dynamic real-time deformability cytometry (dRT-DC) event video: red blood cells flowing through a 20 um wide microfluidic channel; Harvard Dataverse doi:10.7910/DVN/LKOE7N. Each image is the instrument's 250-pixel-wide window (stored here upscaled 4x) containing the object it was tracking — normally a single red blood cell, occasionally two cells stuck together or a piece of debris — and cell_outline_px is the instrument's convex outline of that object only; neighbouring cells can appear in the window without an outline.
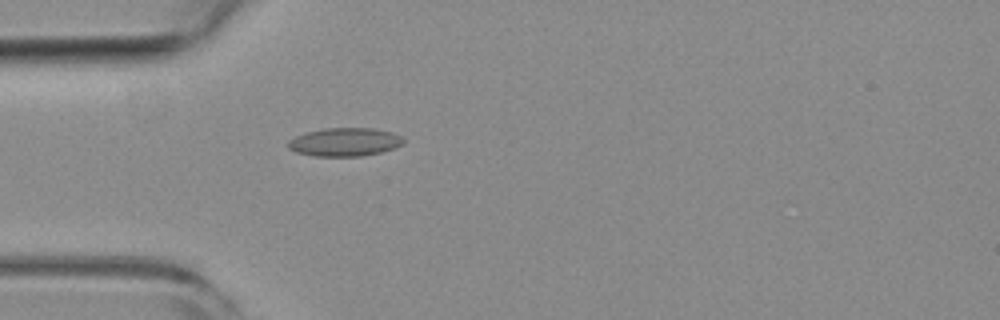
{"species": "common noctule bat (a hibernating species)", "species_latin": "Nyctalus noctula", "temperature_condition": "room temperature", "stored_images_in_passage": 47, "camera_frame_rate_fps": 3000, "um_per_image_px": 0.085, "animal": {"sex": "female", "body_mass_g": 19.3, "forearm_length_mm": 54.1}, "frame": {"image": 1, "passage_image": 9, "time_ms": 2.667, "image_size_px": [1000, 320], "cell_outline_px": [[404, 144], [396, 148], [380, 152], [360, 156], [316, 156], [296, 152], [288, 148], [288, 140], [304, 132], [324, 128], [372, 128], [392, 132], [400, 136], [404, 140]], "centroid_in_image_um": [29.3, 12.06], "position_along_channel_um": 55.7, "area_um2": 19.13}}
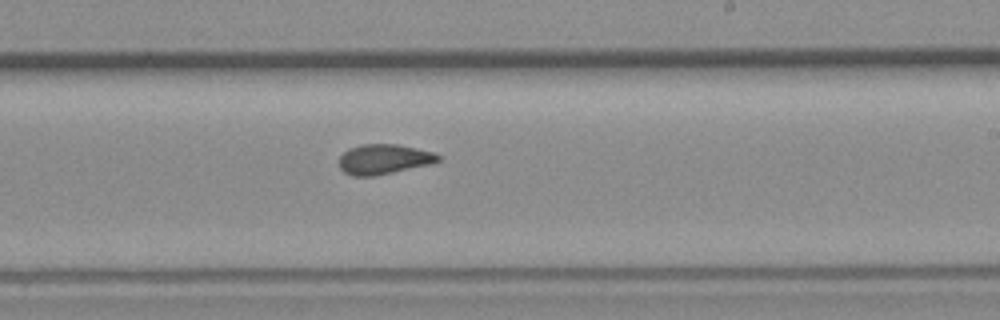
{"frame": {"image": 2, "passage_image": 25, "time_ms": 8.0, "image_size_px": [1000, 320], "cell_outline_px": [[440, 160], [428, 164], [392, 172], [372, 176], [352, 176], [344, 172], [340, 168], [340, 156], [348, 148], [360, 144], [396, 144], [416, 148], [432, 152], [440, 156]], "centroid_in_image_um": [32.58, 13.52], "position_along_channel_um": 256.4, "area_um2": 17.05}}
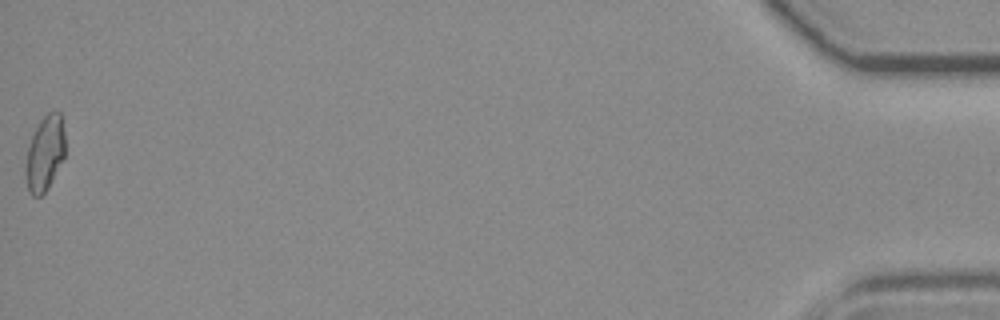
{"frame": {"image": 3, "passage_image": 47, "time_ms": 15.333, "image_size_px": [1000, 320], "cell_outline_px": [[64, 156], [48, 188], [40, 196], [32, 196], [28, 188], [24, 168], [28, 148], [32, 136], [40, 120], [48, 112], [60, 112], [64, 132]], "centroid_in_image_um": [3.8, 13.04], "position_along_channel_um": 431.4, "area_um2": 16.99}, "authors_computed_cell_mechanics": {"area_um2": 17.4556, "velocity_mm_per_s": 3.8454, "shape_relaxation_time_tau1_ms": null, "shape_relaxation_time_tau2_ms": 1.5253, "deformation_change_tau1": null, "deformation_change_tau2": 0.0818}}